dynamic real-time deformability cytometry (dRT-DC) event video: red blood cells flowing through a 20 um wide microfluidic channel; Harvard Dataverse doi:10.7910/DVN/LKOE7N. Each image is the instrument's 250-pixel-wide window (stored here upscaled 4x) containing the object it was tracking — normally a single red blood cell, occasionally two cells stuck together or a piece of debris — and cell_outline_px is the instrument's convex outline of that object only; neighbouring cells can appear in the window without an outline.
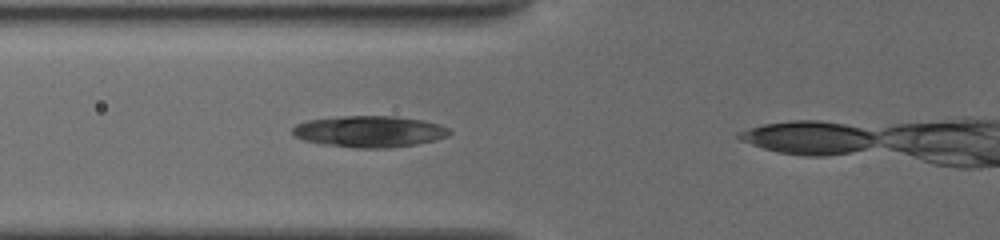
{"species": "common noctule bat (a hibernating species)", "species_latin": "Nyctalus noctula", "temperature_condition": "cold", "stored_images_in_passage": 3, "segment_of_instrument_passage": [1, 2], "camera_frame_rate_fps": 3000, "um_per_image_px": 0.085, "animal": {"sex": "female", "body_mass_g": 19.5, "forearm_length_mm": 54.1}, "frame": {"image": 1, "passage_image": 2, "time_ms": 1.0, "image_size_px": [1000, 240], "cell_outline_px": [[452, 132], [448, 136], [436, 140], [416, 144], [388, 148], [356, 148], [320, 144], [300, 140], [292, 136], [292, 128], [296, 124], [304, 120], [340, 116], [396, 116], [424, 120], [440, 124], [448, 128]], "centroid_in_image_um": [31.36, 11.18], "position_along_channel_um": 94.4, "area_um2": 29.25}}